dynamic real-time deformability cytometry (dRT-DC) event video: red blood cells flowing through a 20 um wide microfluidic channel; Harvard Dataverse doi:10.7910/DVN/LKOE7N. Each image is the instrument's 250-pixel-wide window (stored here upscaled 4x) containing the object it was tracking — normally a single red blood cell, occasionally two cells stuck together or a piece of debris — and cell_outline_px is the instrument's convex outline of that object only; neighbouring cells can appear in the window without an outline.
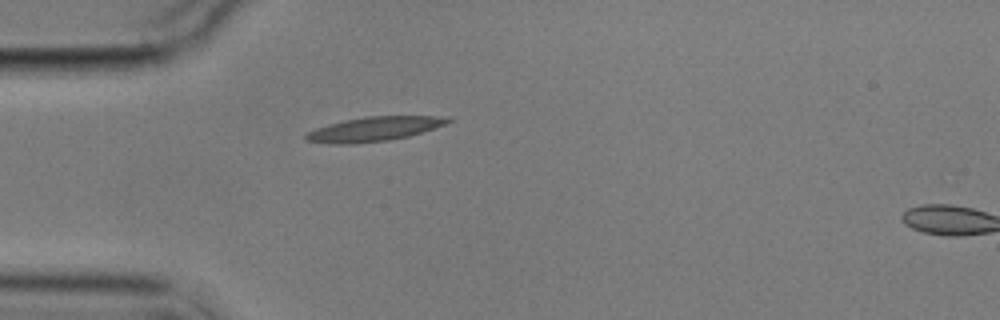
{"species": "common noctule bat (a hibernating species)", "species_latin": "Nyctalus noctula", "temperature_condition": "cold", "stored_images_in_passage": 2, "segment_of_instrument_passage": [1, 2], "camera_frame_rate_fps": 3000, "um_per_image_px": 0.085, "animal": {"sex": "male", "body_mass_g": 17.9}, "frame": {"image": 1, "passage_image": 1, "time_ms": 0.0, "image_size_px": [1000, 320], "cell_outline_px": [[452, 120], [444, 124], [408, 136], [388, 140], [352, 144], [332, 144], [304, 140], [304, 136], [308, 132], [316, 128], [328, 124], [344, 120], [364, 116], [448, 116]], "centroid_in_image_um": [31.74, 10.96], "position_along_channel_um": 53.3, "area_um2": 20.0}}